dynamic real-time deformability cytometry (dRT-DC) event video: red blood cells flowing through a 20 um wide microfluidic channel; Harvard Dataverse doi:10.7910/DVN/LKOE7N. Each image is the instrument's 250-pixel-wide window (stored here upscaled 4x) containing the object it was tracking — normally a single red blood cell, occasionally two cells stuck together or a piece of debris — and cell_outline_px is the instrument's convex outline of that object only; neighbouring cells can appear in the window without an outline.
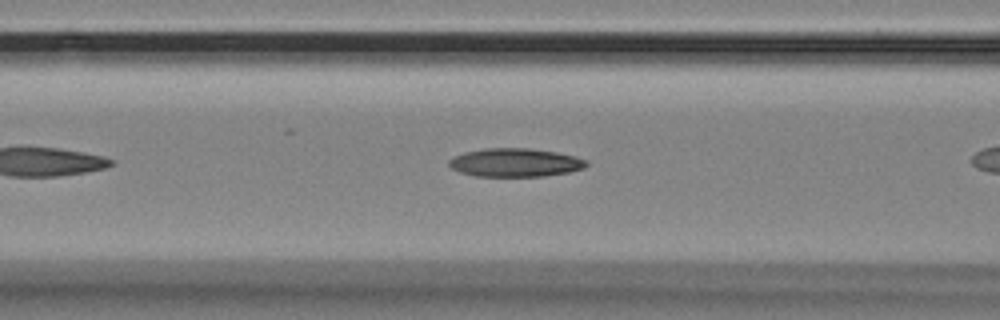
{"species": "Egyptian fruit bat (a non-hibernating species)", "species_latin": "Rousettus aegyptiacus", "temperature_condition": "room temperature", "stored_images_in_passage": 33, "camera_frame_rate_fps": 3000, "um_per_image_px": 0.085, "animal": {"sex": "female"}, "frame": {"image": 1, "passage_image": 10, "time_ms": 3.0, "image_size_px": [1000, 320], "cell_outline_px": [[588, 164], [584, 168], [568, 172], [544, 176], [472, 176], [460, 172], [452, 168], [448, 164], [448, 160], [464, 152], [484, 148], [528, 148], [556, 152], [588, 160]], "centroid_in_image_um": [43.77, 13.82], "position_along_channel_um": 122.8, "area_um2": 22.72}}
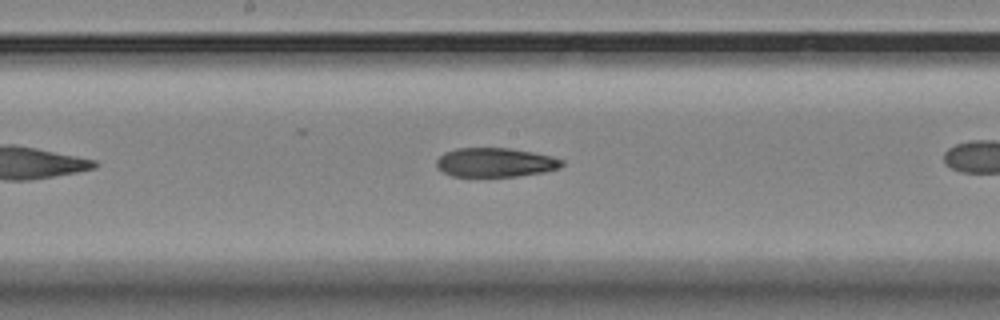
{"frame": {"image": 2, "passage_image": 17, "time_ms": 5.333, "image_size_px": [1000, 320], "cell_outline_px": [[564, 164], [560, 168], [544, 172], [516, 176], [452, 176], [436, 168], [436, 160], [444, 152], [456, 148], [508, 148], [532, 152], [552, 156], [564, 160]], "centroid_in_image_um": [42.1, 13.8], "position_along_channel_um": 206.1, "area_um2": 21.33}}
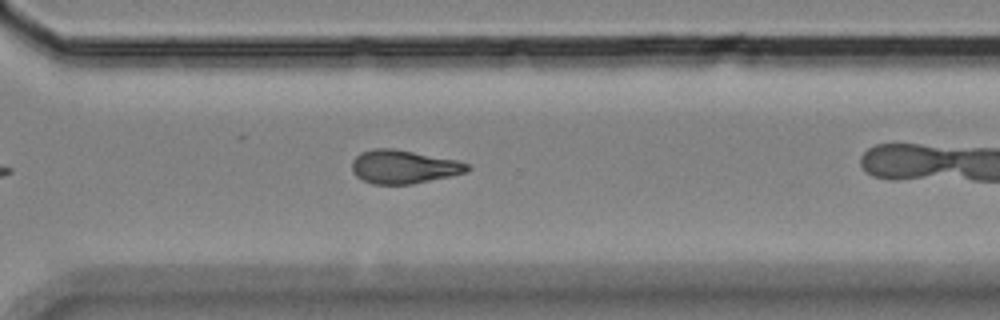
{"frame": {"image": 3, "passage_image": 28, "time_ms": 9.0, "image_size_px": [1000, 320], "cell_outline_px": [[472, 168], [468, 172], [412, 184], [372, 184], [356, 176], [352, 172], [352, 160], [360, 152], [372, 148], [392, 148], [456, 160], [472, 164]], "centroid_in_image_um": [34.32, 14.17], "position_along_channel_um": 336.3, "area_um2": 22.6}}